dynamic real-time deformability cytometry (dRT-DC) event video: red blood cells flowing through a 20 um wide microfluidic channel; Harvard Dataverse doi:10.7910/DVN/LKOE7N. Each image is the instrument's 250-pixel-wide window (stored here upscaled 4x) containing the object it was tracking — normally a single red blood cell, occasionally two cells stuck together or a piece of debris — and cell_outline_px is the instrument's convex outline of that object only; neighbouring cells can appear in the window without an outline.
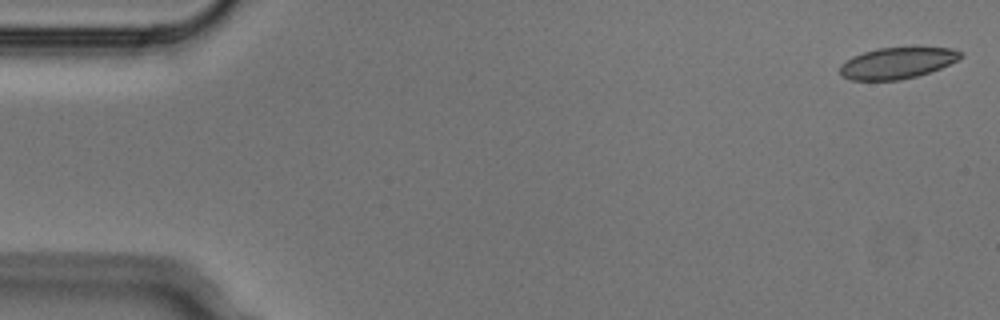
{"species": "Egyptian fruit bat (a non-hibernating species)", "species_latin": "Rousettus aegyptiacus", "temperature_condition": "cold", "stored_images_in_passage": 5, "camera_frame_rate_fps": 3000, "um_per_image_px": 0.085, "animal": {"sex": "male"}, "frame": {"image": 1, "passage_image": 1, "time_ms": 0.0, "image_size_px": [1000, 320], "cell_outline_px": [[964, 56], [940, 68], [916, 76], [900, 80], [848, 80], [840, 76], [840, 64], [852, 56], [876, 48], [952, 48], [964, 52]], "centroid_in_image_um": [76.22, 5.36], "position_along_channel_um": 8.8, "area_um2": 21.91}}
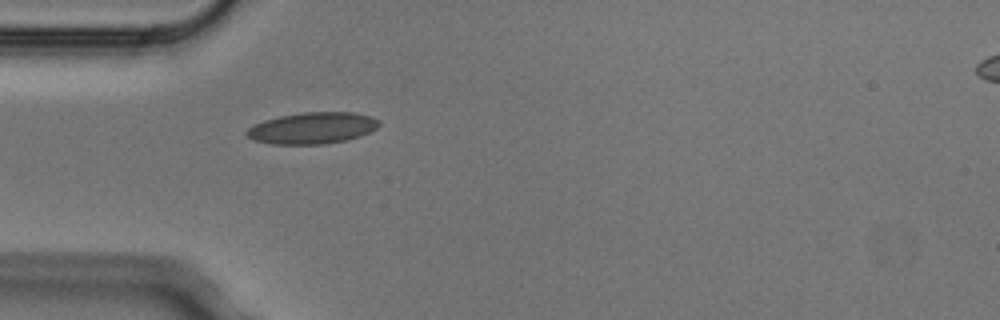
{"frame": {"image": 2, "passage_image": 5, "time_ms": 1.333, "image_size_px": [1000, 320], "cell_outline_px": [[380, 124], [376, 128], [360, 136], [344, 140], [324, 144], [268, 144], [252, 140], [244, 132], [252, 124], [264, 120], [280, 116], [304, 112], [352, 112], [372, 116], [380, 120]], "centroid_in_image_um": [26.52, 10.88], "position_along_channel_um": 58.5, "area_um2": 24.39}}